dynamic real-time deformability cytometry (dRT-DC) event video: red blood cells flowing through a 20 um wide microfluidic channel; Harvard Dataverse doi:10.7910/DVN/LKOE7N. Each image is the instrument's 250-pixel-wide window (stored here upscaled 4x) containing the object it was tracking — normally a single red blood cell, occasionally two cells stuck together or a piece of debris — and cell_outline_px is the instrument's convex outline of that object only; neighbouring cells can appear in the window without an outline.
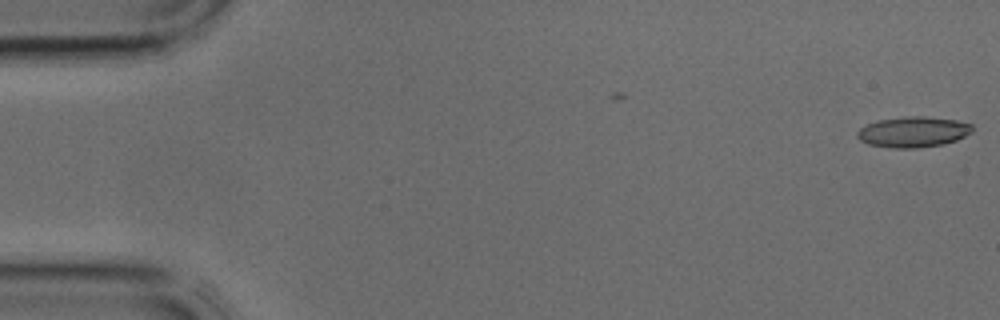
{"species": "common noctule bat (a hibernating species)", "species_latin": "Nyctalus noctula", "temperature_condition": "cold", "stored_images_in_passage": 6, "camera_frame_rate_fps": 3000, "um_per_image_px": 0.085, "animal": {"sex": "male", "body_mass_g": 17.9, "forearm_length_mm": 54.2}, "frame": {"image": 1, "passage_image": 1, "time_ms": 0.0, "image_size_px": [1000, 320], "cell_outline_px": [[972, 132], [956, 140], [940, 144], [916, 148], [896, 148], [868, 144], [860, 140], [856, 136], [856, 132], [860, 128], [868, 124], [880, 120], [904, 116], [924, 116], [956, 120], [972, 124]], "centroid_in_image_um": [77.61, 11.2], "position_along_channel_um": 7.4, "area_um2": 20.35}}